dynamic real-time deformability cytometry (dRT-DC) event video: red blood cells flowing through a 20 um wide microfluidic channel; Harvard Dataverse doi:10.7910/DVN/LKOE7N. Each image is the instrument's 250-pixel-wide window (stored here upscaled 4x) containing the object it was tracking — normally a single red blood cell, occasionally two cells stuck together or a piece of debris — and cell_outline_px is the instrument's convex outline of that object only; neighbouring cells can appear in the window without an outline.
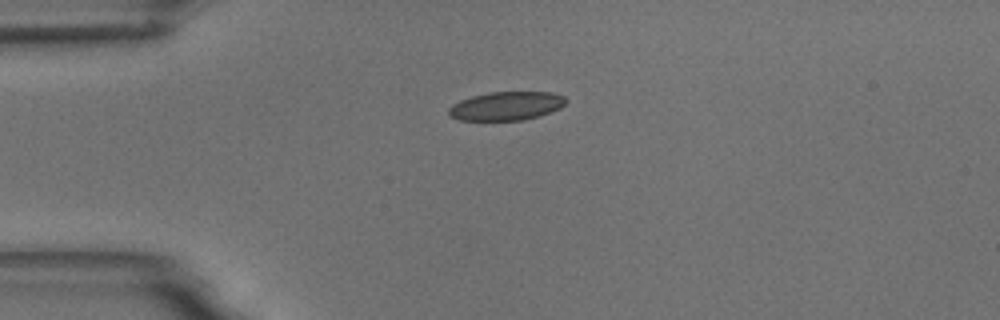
{"species": "common noctule bat (a hibernating species)", "species_latin": "Nyctalus noctula", "temperature_condition": "room temperature", "stored_images_in_passage": 43, "camera_frame_rate_fps": 3000, "um_per_image_px": 0.085, "animal": {"sex": "male", "body_mass_g": 18.8}, "frame": {"image": 1, "passage_image": 1, "time_ms": 0.0, "image_size_px": [1000, 320], "cell_outline_px": [[564, 104], [560, 108], [540, 116], [524, 120], [460, 120], [448, 116], [448, 108], [452, 104], [460, 100], [472, 96], [488, 92], [552, 92], [564, 96]], "centroid_in_image_um": [43.0, 9.01], "position_along_channel_um": 42.0, "area_um2": 19.59}}
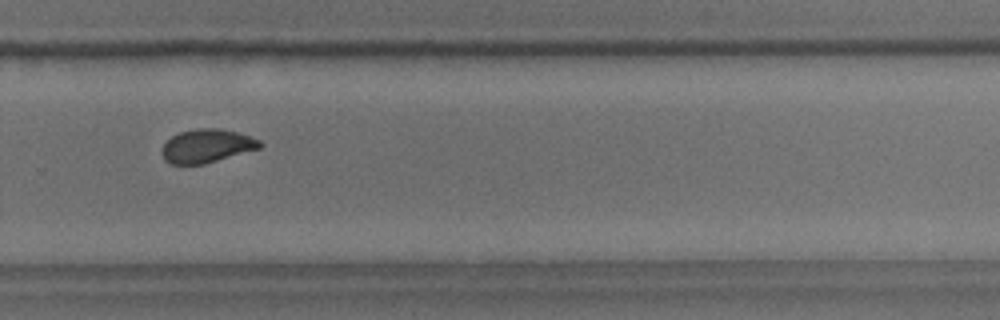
{"frame": {"image": 2, "passage_image": 25, "time_ms": 8.0, "image_size_px": [1000, 320], "cell_outline_px": [[264, 144], [260, 148], [204, 164], [172, 164], [164, 160], [160, 152], [164, 144], [172, 136], [180, 132], [200, 128], [220, 128], [236, 132], [260, 140]], "centroid_in_image_um": [17.57, 12.41], "position_along_channel_um": 312.2, "area_um2": 19.02}}
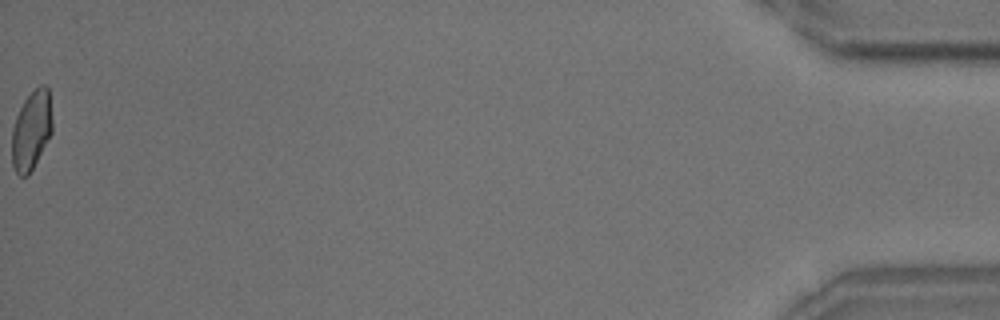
{"frame": {"image": 3, "passage_image": 43, "time_ms": 14.0, "image_size_px": [1000, 320], "cell_outline_px": [[52, 132], [28, 176], [20, 176], [16, 172], [12, 164], [12, 128], [16, 116], [24, 100], [40, 84], [44, 84], [48, 88], [52, 120]], "centroid_in_image_um": [2.66, 11.07], "position_along_channel_um": 432.5, "area_um2": 18.44}, "authors_computed_cell_mechanics": {"area_um2": 19.4208, "velocity_mm_per_s": 3.6641, "shape_relaxation_time_tau1_ms": 6.4438, "shape_relaxation_time_tau2_ms": 1.7194, "deformation_change_tau1": 0.1417, "deformation_change_tau2": 0.0572}}